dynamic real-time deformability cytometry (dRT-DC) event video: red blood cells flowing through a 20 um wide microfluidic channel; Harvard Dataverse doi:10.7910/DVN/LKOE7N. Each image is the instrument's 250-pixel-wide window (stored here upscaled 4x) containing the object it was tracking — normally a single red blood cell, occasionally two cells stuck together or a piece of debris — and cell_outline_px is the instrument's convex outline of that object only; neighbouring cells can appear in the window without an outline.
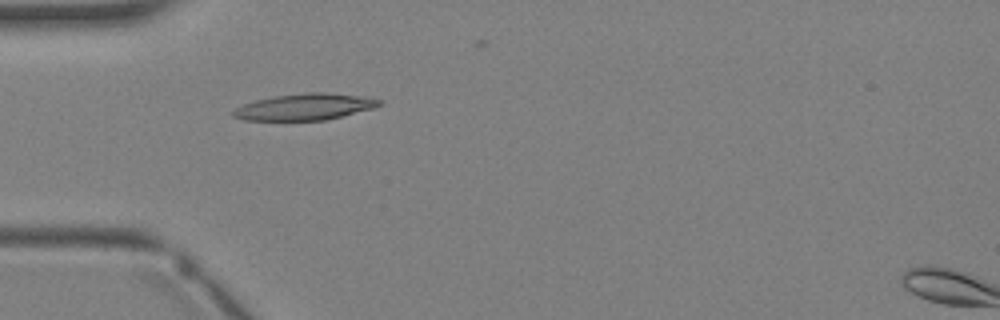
{"species": "Egyptian fruit bat (a non-hibernating species)", "species_latin": "Rousettus aegyptiacus", "temperature_condition": "warm", "stored_images_in_passage": 4, "camera_frame_rate_fps": 3000, "um_per_image_px": 0.085, "animal": {"sex": "female"}, "frame": {"image": 1, "passage_image": 3, "time_ms": 2.333, "image_size_px": [1000, 320], "cell_outline_px": [[380, 104], [372, 108], [324, 120], [244, 120], [232, 116], [232, 112], [236, 108], [244, 104], [256, 100], [276, 96], [308, 92], [328, 92], [368, 96], [380, 100]], "centroid_in_image_um": [25.9, 9.07], "position_along_channel_um": 59.1, "area_um2": 22.25}}